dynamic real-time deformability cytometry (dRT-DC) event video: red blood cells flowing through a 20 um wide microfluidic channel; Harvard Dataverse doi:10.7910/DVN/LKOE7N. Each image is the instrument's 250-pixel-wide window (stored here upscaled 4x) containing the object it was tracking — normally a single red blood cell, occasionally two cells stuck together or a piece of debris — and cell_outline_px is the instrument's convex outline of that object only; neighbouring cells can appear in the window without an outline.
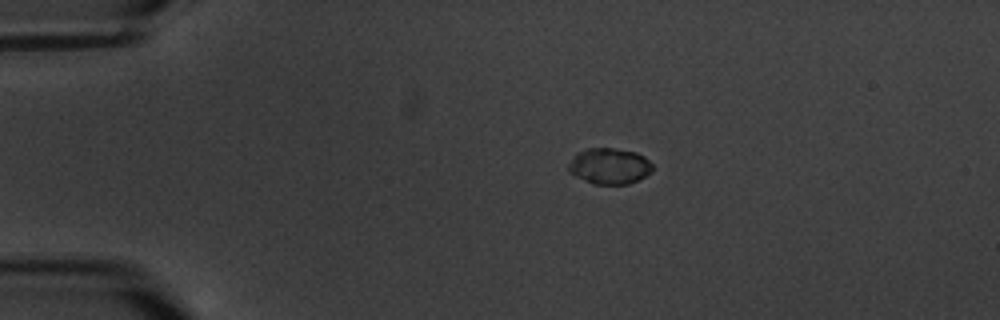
{"species": "common noctule bat (a hibernating species)", "species_latin": "Nyctalus noctula", "temperature_condition": "warm", "stored_images_in_passage": 4, "camera_frame_rate_fps": 3000, "um_per_image_px": 0.085, "animal": {"sex": "male", "body_mass_g": 20.1, "forearm_length_mm": 53.5}, "frame": {"image": 1, "passage_image": 1, "time_ms": 0.0, "image_size_px": [1000, 320], "cell_outline_px": [[652, 168], [644, 176], [628, 184], [592, 184], [568, 172], [568, 164], [572, 156], [576, 152], [588, 148], [612, 148], [636, 152], [644, 156], [652, 164]], "centroid_in_image_um": [51.74, 14.1], "position_along_channel_um": 33.3, "area_um2": 17.57}}
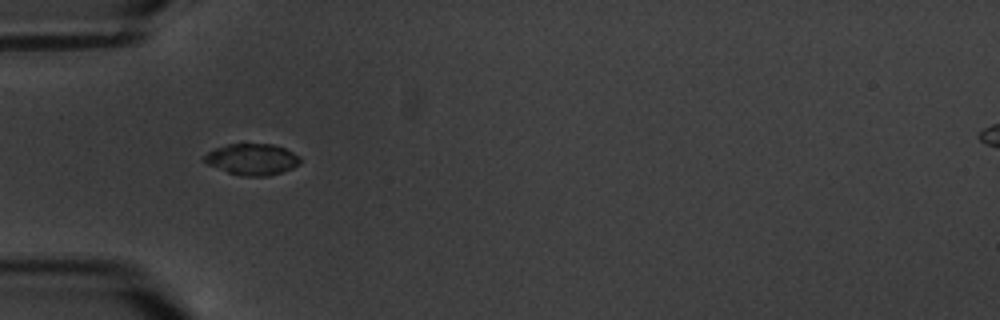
{"frame": {"image": 2, "passage_image": 3, "time_ms": 2.333, "image_size_px": [1000, 320], "cell_outline_px": [[300, 164], [292, 168], [268, 176], [240, 176], [228, 172], [208, 164], [200, 160], [208, 152], [216, 148], [228, 144], [272, 144], [284, 148], [300, 156]], "centroid_in_image_um": [21.42, 13.54], "position_along_channel_um": 63.6, "area_um2": 17.4}}